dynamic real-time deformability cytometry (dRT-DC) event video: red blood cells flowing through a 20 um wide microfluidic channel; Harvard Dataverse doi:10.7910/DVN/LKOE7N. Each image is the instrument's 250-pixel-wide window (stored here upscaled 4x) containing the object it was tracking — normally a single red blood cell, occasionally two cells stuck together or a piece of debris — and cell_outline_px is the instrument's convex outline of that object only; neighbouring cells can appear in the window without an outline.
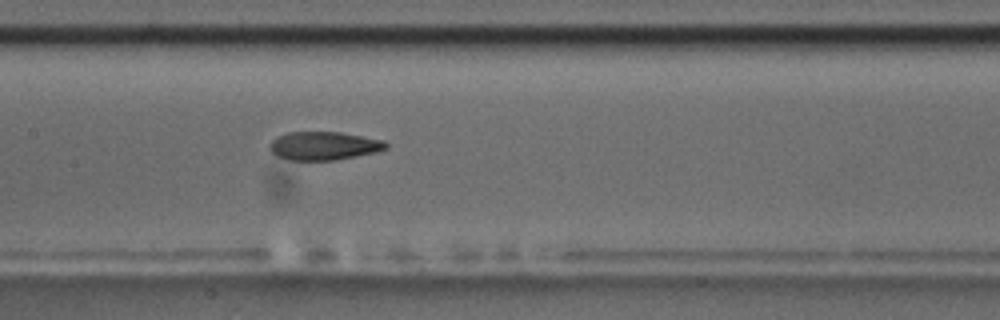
{"species": "common noctule bat (a hibernating species)", "species_latin": "Nyctalus noctula", "temperature_condition": "room temperature", "stored_images_in_passage": 8, "camera_frame_rate_fps": 3000, "um_per_image_px": 0.085, "animal": {"sex": "male", "body_mass_g": 17.5, "forearm_length_mm": 52.3}, "frame": {"image": 1, "passage_image": 8, "time_ms": 9.0, "image_size_px": [1000, 320], "cell_outline_px": [[388, 148], [376, 152], [336, 160], [288, 160], [276, 156], [268, 148], [268, 144], [276, 136], [288, 132], [340, 132], [384, 140], [388, 144]], "centroid_in_image_um": [27.5, 12.39], "position_along_channel_um": 179.9, "area_um2": 19.42}}